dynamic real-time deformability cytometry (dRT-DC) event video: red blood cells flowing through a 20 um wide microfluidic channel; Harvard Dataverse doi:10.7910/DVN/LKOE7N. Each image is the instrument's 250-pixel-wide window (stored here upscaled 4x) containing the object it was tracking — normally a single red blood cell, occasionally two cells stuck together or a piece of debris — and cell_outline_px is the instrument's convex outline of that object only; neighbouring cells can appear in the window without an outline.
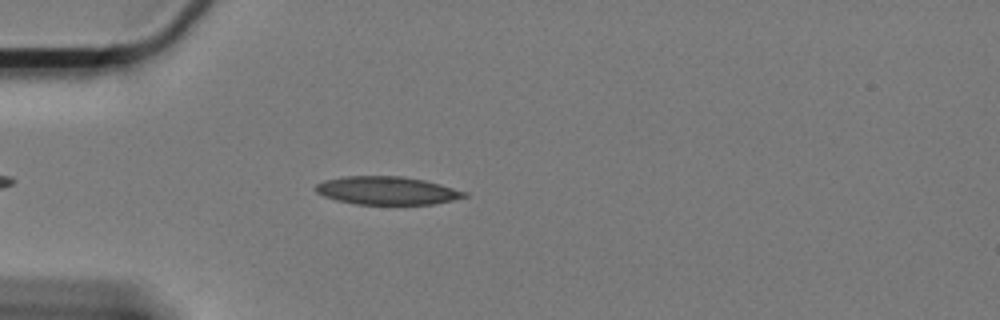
{"species": "Egyptian fruit bat (a non-hibernating species)", "species_latin": "Rousettus aegyptiacus", "temperature_condition": "cold", "stored_images_in_passage": 47, "camera_frame_rate_fps": 3000, "um_per_image_px": 0.085, "animal": {"sex": "female"}, "frame": {"image": 1, "passage_image": 7, "time_ms": 2.0, "image_size_px": [1000, 320], "cell_outline_px": [[468, 196], [452, 200], [432, 204], [356, 204], [336, 200], [324, 196], [316, 192], [312, 188], [316, 184], [324, 180], [344, 176], [404, 176], [424, 180], [440, 184], [468, 192]], "centroid_in_image_um": [32.87, 16.19], "position_along_channel_um": 52.1, "area_um2": 24.45}}
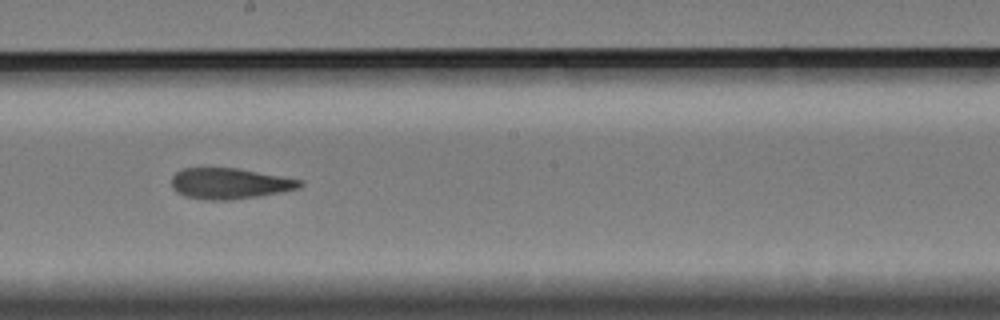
{"frame": {"image": 2, "passage_image": 24, "time_ms": 7.667, "image_size_px": [1000, 320], "cell_outline_px": [[304, 184], [300, 188], [284, 192], [232, 200], [204, 200], [184, 196], [176, 192], [172, 188], [172, 176], [176, 172], [184, 168], [236, 168], [304, 180]], "centroid_in_image_um": [19.54, 15.61], "position_along_channel_um": 228.7, "area_um2": 23.29}}
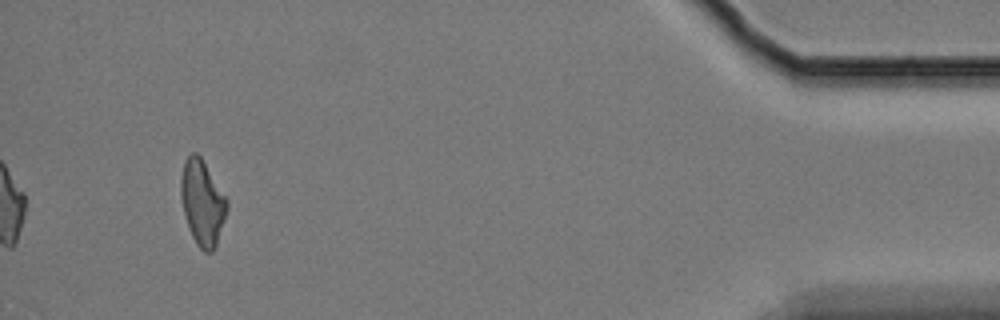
{"frame": {"image": 3, "passage_image": 47, "time_ms": 15.333, "image_size_px": [1000, 320], "cell_outline_px": [[228, 208], [216, 248], [212, 252], [204, 252], [196, 244], [188, 228], [180, 196], [180, 176], [184, 160], [192, 152], [196, 152], [200, 156], [228, 200]], "centroid_in_image_um": [17.19, 17.24], "position_along_channel_um": 418.0, "area_um2": 23.06}, "authors_computed_cell_mechanics": {"area_um2": 23.8714, "velocity_mm_per_s": 3.3094, "shape_relaxation_time_tau1_ms": null, "shape_relaxation_time_tau2_ms": 4.1046, "deformation_change_tau1": null, "deformation_change_tau2": 0.1222}}